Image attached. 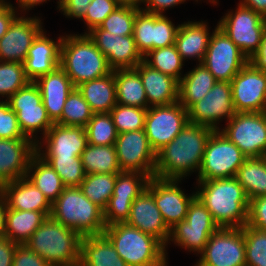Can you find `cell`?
<instances>
[{
	"instance_id": "cell-1",
	"label": "cell",
	"mask_w": 266,
	"mask_h": 266,
	"mask_svg": "<svg viewBox=\"0 0 266 266\" xmlns=\"http://www.w3.org/2000/svg\"><path fill=\"white\" fill-rule=\"evenodd\" d=\"M213 131L210 127L188 122L171 142L156 153L154 177L182 180L194 171L199 172Z\"/></svg>"
},
{
	"instance_id": "cell-2",
	"label": "cell",
	"mask_w": 266,
	"mask_h": 266,
	"mask_svg": "<svg viewBox=\"0 0 266 266\" xmlns=\"http://www.w3.org/2000/svg\"><path fill=\"white\" fill-rule=\"evenodd\" d=\"M199 200L219 227L242 228L248 223L249 199L235 177L198 181Z\"/></svg>"
},
{
	"instance_id": "cell-3",
	"label": "cell",
	"mask_w": 266,
	"mask_h": 266,
	"mask_svg": "<svg viewBox=\"0 0 266 266\" xmlns=\"http://www.w3.org/2000/svg\"><path fill=\"white\" fill-rule=\"evenodd\" d=\"M83 236L47 217L25 245L51 266H79Z\"/></svg>"
},
{
	"instance_id": "cell-4",
	"label": "cell",
	"mask_w": 266,
	"mask_h": 266,
	"mask_svg": "<svg viewBox=\"0 0 266 266\" xmlns=\"http://www.w3.org/2000/svg\"><path fill=\"white\" fill-rule=\"evenodd\" d=\"M76 88L78 85L113 72L107 58L88 34L63 36L60 65Z\"/></svg>"
},
{
	"instance_id": "cell-5",
	"label": "cell",
	"mask_w": 266,
	"mask_h": 266,
	"mask_svg": "<svg viewBox=\"0 0 266 266\" xmlns=\"http://www.w3.org/2000/svg\"><path fill=\"white\" fill-rule=\"evenodd\" d=\"M103 234L129 266H161L167 261V247L159 239L127 223L106 226Z\"/></svg>"
},
{
	"instance_id": "cell-6",
	"label": "cell",
	"mask_w": 266,
	"mask_h": 266,
	"mask_svg": "<svg viewBox=\"0 0 266 266\" xmlns=\"http://www.w3.org/2000/svg\"><path fill=\"white\" fill-rule=\"evenodd\" d=\"M50 217L79 232L83 237L105 230L103 210L90 201L79 187H65L52 203Z\"/></svg>"
},
{
	"instance_id": "cell-7",
	"label": "cell",
	"mask_w": 266,
	"mask_h": 266,
	"mask_svg": "<svg viewBox=\"0 0 266 266\" xmlns=\"http://www.w3.org/2000/svg\"><path fill=\"white\" fill-rule=\"evenodd\" d=\"M247 157L220 129L207 141L198 181L235 177Z\"/></svg>"
},
{
	"instance_id": "cell-8",
	"label": "cell",
	"mask_w": 266,
	"mask_h": 266,
	"mask_svg": "<svg viewBox=\"0 0 266 266\" xmlns=\"http://www.w3.org/2000/svg\"><path fill=\"white\" fill-rule=\"evenodd\" d=\"M216 26L250 59L261 45L266 18L239 3L235 12L226 13Z\"/></svg>"
},
{
	"instance_id": "cell-9",
	"label": "cell",
	"mask_w": 266,
	"mask_h": 266,
	"mask_svg": "<svg viewBox=\"0 0 266 266\" xmlns=\"http://www.w3.org/2000/svg\"><path fill=\"white\" fill-rule=\"evenodd\" d=\"M219 228L211 213L195 196L189 203L186 219L171 228L169 240L182 248L201 254L210 236Z\"/></svg>"
},
{
	"instance_id": "cell-10",
	"label": "cell",
	"mask_w": 266,
	"mask_h": 266,
	"mask_svg": "<svg viewBox=\"0 0 266 266\" xmlns=\"http://www.w3.org/2000/svg\"><path fill=\"white\" fill-rule=\"evenodd\" d=\"M6 100L16 113L23 134L34 142H39L36 133L41 131L44 136L53 126L43 105L40 89L34 81H29Z\"/></svg>"
},
{
	"instance_id": "cell-11",
	"label": "cell",
	"mask_w": 266,
	"mask_h": 266,
	"mask_svg": "<svg viewBox=\"0 0 266 266\" xmlns=\"http://www.w3.org/2000/svg\"><path fill=\"white\" fill-rule=\"evenodd\" d=\"M220 131L247 158L266 155V112H237Z\"/></svg>"
},
{
	"instance_id": "cell-12",
	"label": "cell",
	"mask_w": 266,
	"mask_h": 266,
	"mask_svg": "<svg viewBox=\"0 0 266 266\" xmlns=\"http://www.w3.org/2000/svg\"><path fill=\"white\" fill-rule=\"evenodd\" d=\"M248 62L247 56L217 26L211 34L202 64L217 81L231 82Z\"/></svg>"
},
{
	"instance_id": "cell-13",
	"label": "cell",
	"mask_w": 266,
	"mask_h": 266,
	"mask_svg": "<svg viewBox=\"0 0 266 266\" xmlns=\"http://www.w3.org/2000/svg\"><path fill=\"white\" fill-rule=\"evenodd\" d=\"M188 110L178 101L147 108L144 131L151 148L157 153L187 125Z\"/></svg>"
},
{
	"instance_id": "cell-14",
	"label": "cell",
	"mask_w": 266,
	"mask_h": 266,
	"mask_svg": "<svg viewBox=\"0 0 266 266\" xmlns=\"http://www.w3.org/2000/svg\"><path fill=\"white\" fill-rule=\"evenodd\" d=\"M200 256L195 266H246L243 227H220L210 236Z\"/></svg>"
},
{
	"instance_id": "cell-15",
	"label": "cell",
	"mask_w": 266,
	"mask_h": 266,
	"mask_svg": "<svg viewBox=\"0 0 266 266\" xmlns=\"http://www.w3.org/2000/svg\"><path fill=\"white\" fill-rule=\"evenodd\" d=\"M114 146L121 171L154 177L156 152L151 148L144 129L118 134Z\"/></svg>"
},
{
	"instance_id": "cell-16",
	"label": "cell",
	"mask_w": 266,
	"mask_h": 266,
	"mask_svg": "<svg viewBox=\"0 0 266 266\" xmlns=\"http://www.w3.org/2000/svg\"><path fill=\"white\" fill-rule=\"evenodd\" d=\"M236 113L231 82L217 81L204 98L188 109V120L189 123L219 130V120L226 117V121H230Z\"/></svg>"
},
{
	"instance_id": "cell-17",
	"label": "cell",
	"mask_w": 266,
	"mask_h": 266,
	"mask_svg": "<svg viewBox=\"0 0 266 266\" xmlns=\"http://www.w3.org/2000/svg\"><path fill=\"white\" fill-rule=\"evenodd\" d=\"M179 25L163 15L139 10L135 15L133 36L137 48L144 57L153 49L175 44Z\"/></svg>"
},
{
	"instance_id": "cell-18",
	"label": "cell",
	"mask_w": 266,
	"mask_h": 266,
	"mask_svg": "<svg viewBox=\"0 0 266 266\" xmlns=\"http://www.w3.org/2000/svg\"><path fill=\"white\" fill-rule=\"evenodd\" d=\"M231 86L236 112H266V71L248 62L232 79Z\"/></svg>"
},
{
	"instance_id": "cell-19",
	"label": "cell",
	"mask_w": 266,
	"mask_h": 266,
	"mask_svg": "<svg viewBox=\"0 0 266 266\" xmlns=\"http://www.w3.org/2000/svg\"><path fill=\"white\" fill-rule=\"evenodd\" d=\"M149 178L148 175L139 172L117 173L113 195L103 210L106 226L127 221L132 203L146 189Z\"/></svg>"
},
{
	"instance_id": "cell-20",
	"label": "cell",
	"mask_w": 266,
	"mask_h": 266,
	"mask_svg": "<svg viewBox=\"0 0 266 266\" xmlns=\"http://www.w3.org/2000/svg\"><path fill=\"white\" fill-rule=\"evenodd\" d=\"M178 182L181 180L151 177L146 186L170 229L186 219L189 203L196 196V193L185 195Z\"/></svg>"
},
{
	"instance_id": "cell-21",
	"label": "cell",
	"mask_w": 266,
	"mask_h": 266,
	"mask_svg": "<svg viewBox=\"0 0 266 266\" xmlns=\"http://www.w3.org/2000/svg\"><path fill=\"white\" fill-rule=\"evenodd\" d=\"M38 17H16L0 39V61L24 63L33 41L43 31Z\"/></svg>"
},
{
	"instance_id": "cell-22",
	"label": "cell",
	"mask_w": 266,
	"mask_h": 266,
	"mask_svg": "<svg viewBox=\"0 0 266 266\" xmlns=\"http://www.w3.org/2000/svg\"><path fill=\"white\" fill-rule=\"evenodd\" d=\"M87 34L107 58L108 64L113 70L135 68L144 60L133 35H113L99 27L93 28Z\"/></svg>"
},
{
	"instance_id": "cell-23",
	"label": "cell",
	"mask_w": 266,
	"mask_h": 266,
	"mask_svg": "<svg viewBox=\"0 0 266 266\" xmlns=\"http://www.w3.org/2000/svg\"><path fill=\"white\" fill-rule=\"evenodd\" d=\"M42 137V143L47 145L44 151L41 150L43 149L41 141L37 143L36 152L40 157H80L88 144L84 127L63 126L54 123Z\"/></svg>"
},
{
	"instance_id": "cell-24",
	"label": "cell",
	"mask_w": 266,
	"mask_h": 266,
	"mask_svg": "<svg viewBox=\"0 0 266 266\" xmlns=\"http://www.w3.org/2000/svg\"><path fill=\"white\" fill-rule=\"evenodd\" d=\"M37 143L29 138H0V186L26 177Z\"/></svg>"
},
{
	"instance_id": "cell-25",
	"label": "cell",
	"mask_w": 266,
	"mask_h": 266,
	"mask_svg": "<svg viewBox=\"0 0 266 266\" xmlns=\"http://www.w3.org/2000/svg\"><path fill=\"white\" fill-rule=\"evenodd\" d=\"M125 223L156 237L165 246L170 243L171 229L166 225L153 196L147 189L142 191L132 203Z\"/></svg>"
},
{
	"instance_id": "cell-26",
	"label": "cell",
	"mask_w": 266,
	"mask_h": 266,
	"mask_svg": "<svg viewBox=\"0 0 266 266\" xmlns=\"http://www.w3.org/2000/svg\"><path fill=\"white\" fill-rule=\"evenodd\" d=\"M45 34L43 30L28 50L24 69L29 81H36L60 65V47L63 36H60L58 41H54Z\"/></svg>"
},
{
	"instance_id": "cell-27",
	"label": "cell",
	"mask_w": 266,
	"mask_h": 266,
	"mask_svg": "<svg viewBox=\"0 0 266 266\" xmlns=\"http://www.w3.org/2000/svg\"><path fill=\"white\" fill-rule=\"evenodd\" d=\"M4 204L9 209L51 212L52 204L26 177L3 183L0 186Z\"/></svg>"
},
{
	"instance_id": "cell-28",
	"label": "cell",
	"mask_w": 266,
	"mask_h": 266,
	"mask_svg": "<svg viewBox=\"0 0 266 266\" xmlns=\"http://www.w3.org/2000/svg\"><path fill=\"white\" fill-rule=\"evenodd\" d=\"M34 82L40 89L42 102L49 118L53 123H56L61 118L68 95L75 88L72 81L64 70L58 66L52 72L39 77Z\"/></svg>"
},
{
	"instance_id": "cell-29",
	"label": "cell",
	"mask_w": 266,
	"mask_h": 266,
	"mask_svg": "<svg viewBox=\"0 0 266 266\" xmlns=\"http://www.w3.org/2000/svg\"><path fill=\"white\" fill-rule=\"evenodd\" d=\"M135 69L139 72L146 92L148 108L178 102L179 81L142 60Z\"/></svg>"
},
{
	"instance_id": "cell-30",
	"label": "cell",
	"mask_w": 266,
	"mask_h": 266,
	"mask_svg": "<svg viewBox=\"0 0 266 266\" xmlns=\"http://www.w3.org/2000/svg\"><path fill=\"white\" fill-rule=\"evenodd\" d=\"M51 212L23 211L2 208V235L19 245L25 244Z\"/></svg>"
},
{
	"instance_id": "cell-31",
	"label": "cell",
	"mask_w": 266,
	"mask_h": 266,
	"mask_svg": "<svg viewBox=\"0 0 266 266\" xmlns=\"http://www.w3.org/2000/svg\"><path fill=\"white\" fill-rule=\"evenodd\" d=\"M210 33L205 22L188 21L179 24L176 34L175 46L182 60L195 58L202 63L207 51Z\"/></svg>"
},
{
	"instance_id": "cell-32",
	"label": "cell",
	"mask_w": 266,
	"mask_h": 266,
	"mask_svg": "<svg viewBox=\"0 0 266 266\" xmlns=\"http://www.w3.org/2000/svg\"><path fill=\"white\" fill-rule=\"evenodd\" d=\"M79 266H129L104 235L84 236Z\"/></svg>"
},
{
	"instance_id": "cell-33",
	"label": "cell",
	"mask_w": 266,
	"mask_h": 266,
	"mask_svg": "<svg viewBox=\"0 0 266 266\" xmlns=\"http://www.w3.org/2000/svg\"><path fill=\"white\" fill-rule=\"evenodd\" d=\"M93 113H108L117 104L114 70L76 87Z\"/></svg>"
},
{
	"instance_id": "cell-34",
	"label": "cell",
	"mask_w": 266,
	"mask_h": 266,
	"mask_svg": "<svg viewBox=\"0 0 266 266\" xmlns=\"http://www.w3.org/2000/svg\"><path fill=\"white\" fill-rule=\"evenodd\" d=\"M216 82L210 71L200 63L184 74L179 81L178 101L188 110L194 103L204 98Z\"/></svg>"
},
{
	"instance_id": "cell-35",
	"label": "cell",
	"mask_w": 266,
	"mask_h": 266,
	"mask_svg": "<svg viewBox=\"0 0 266 266\" xmlns=\"http://www.w3.org/2000/svg\"><path fill=\"white\" fill-rule=\"evenodd\" d=\"M117 104L148 108V101L139 72L135 68L115 69Z\"/></svg>"
},
{
	"instance_id": "cell-36",
	"label": "cell",
	"mask_w": 266,
	"mask_h": 266,
	"mask_svg": "<svg viewBox=\"0 0 266 266\" xmlns=\"http://www.w3.org/2000/svg\"><path fill=\"white\" fill-rule=\"evenodd\" d=\"M26 178L45 195L51 204L65 188L57 172L37 153L31 158Z\"/></svg>"
},
{
	"instance_id": "cell-37",
	"label": "cell",
	"mask_w": 266,
	"mask_h": 266,
	"mask_svg": "<svg viewBox=\"0 0 266 266\" xmlns=\"http://www.w3.org/2000/svg\"><path fill=\"white\" fill-rule=\"evenodd\" d=\"M235 178L243 187L249 201L266 196V157L246 158Z\"/></svg>"
},
{
	"instance_id": "cell-38",
	"label": "cell",
	"mask_w": 266,
	"mask_h": 266,
	"mask_svg": "<svg viewBox=\"0 0 266 266\" xmlns=\"http://www.w3.org/2000/svg\"><path fill=\"white\" fill-rule=\"evenodd\" d=\"M80 157L86 174L121 172L114 145L99 146L88 143Z\"/></svg>"
},
{
	"instance_id": "cell-39",
	"label": "cell",
	"mask_w": 266,
	"mask_h": 266,
	"mask_svg": "<svg viewBox=\"0 0 266 266\" xmlns=\"http://www.w3.org/2000/svg\"><path fill=\"white\" fill-rule=\"evenodd\" d=\"M117 173L86 174L79 188L94 204L104 210L113 195Z\"/></svg>"
},
{
	"instance_id": "cell-40",
	"label": "cell",
	"mask_w": 266,
	"mask_h": 266,
	"mask_svg": "<svg viewBox=\"0 0 266 266\" xmlns=\"http://www.w3.org/2000/svg\"><path fill=\"white\" fill-rule=\"evenodd\" d=\"M93 114L82 94L77 88H74L63 106L61 118L56 123L63 126L85 128Z\"/></svg>"
},
{
	"instance_id": "cell-41",
	"label": "cell",
	"mask_w": 266,
	"mask_h": 266,
	"mask_svg": "<svg viewBox=\"0 0 266 266\" xmlns=\"http://www.w3.org/2000/svg\"><path fill=\"white\" fill-rule=\"evenodd\" d=\"M144 61L152 68L170 75L178 81L183 77L180 71L184 64L175 44L151 50L144 56Z\"/></svg>"
},
{
	"instance_id": "cell-42",
	"label": "cell",
	"mask_w": 266,
	"mask_h": 266,
	"mask_svg": "<svg viewBox=\"0 0 266 266\" xmlns=\"http://www.w3.org/2000/svg\"><path fill=\"white\" fill-rule=\"evenodd\" d=\"M89 144L114 145L118 132L110 113H94L85 127Z\"/></svg>"
},
{
	"instance_id": "cell-43",
	"label": "cell",
	"mask_w": 266,
	"mask_h": 266,
	"mask_svg": "<svg viewBox=\"0 0 266 266\" xmlns=\"http://www.w3.org/2000/svg\"><path fill=\"white\" fill-rule=\"evenodd\" d=\"M60 176L65 187H79L86 173L81 157H42Z\"/></svg>"
},
{
	"instance_id": "cell-44",
	"label": "cell",
	"mask_w": 266,
	"mask_h": 266,
	"mask_svg": "<svg viewBox=\"0 0 266 266\" xmlns=\"http://www.w3.org/2000/svg\"><path fill=\"white\" fill-rule=\"evenodd\" d=\"M109 113L118 134L144 129L147 108L116 104Z\"/></svg>"
},
{
	"instance_id": "cell-45",
	"label": "cell",
	"mask_w": 266,
	"mask_h": 266,
	"mask_svg": "<svg viewBox=\"0 0 266 266\" xmlns=\"http://www.w3.org/2000/svg\"><path fill=\"white\" fill-rule=\"evenodd\" d=\"M246 266H266V230L243 226Z\"/></svg>"
},
{
	"instance_id": "cell-46",
	"label": "cell",
	"mask_w": 266,
	"mask_h": 266,
	"mask_svg": "<svg viewBox=\"0 0 266 266\" xmlns=\"http://www.w3.org/2000/svg\"><path fill=\"white\" fill-rule=\"evenodd\" d=\"M29 82L24 63L0 61V96L9 99ZM6 95V96H5Z\"/></svg>"
},
{
	"instance_id": "cell-47",
	"label": "cell",
	"mask_w": 266,
	"mask_h": 266,
	"mask_svg": "<svg viewBox=\"0 0 266 266\" xmlns=\"http://www.w3.org/2000/svg\"><path fill=\"white\" fill-rule=\"evenodd\" d=\"M140 9L130 6H119L100 24L99 28L113 35H133L135 15Z\"/></svg>"
},
{
	"instance_id": "cell-48",
	"label": "cell",
	"mask_w": 266,
	"mask_h": 266,
	"mask_svg": "<svg viewBox=\"0 0 266 266\" xmlns=\"http://www.w3.org/2000/svg\"><path fill=\"white\" fill-rule=\"evenodd\" d=\"M120 5L115 0H92L86 8L83 21L87 25V34L100 24Z\"/></svg>"
},
{
	"instance_id": "cell-49",
	"label": "cell",
	"mask_w": 266,
	"mask_h": 266,
	"mask_svg": "<svg viewBox=\"0 0 266 266\" xmlns=\"http://www.w3.org/2000/svg\"><path fill=\"white\" fill-rule=\"evenodd\" d=\"M0 138H27L19 126L16 113L10 108L6 99L0 101Z\"/></svg>"
},
{
	"instance_id": "cell-50",
	"label": "cell",
	"mask_w": 266,
	"mask_h": 266,
	"mask_svg": "<svg viewBox=\"0 0 266 266\" xmlns=\"http://www.w3.org/2000/svg\"><path fill=\"white\" fill-rule=\"evenodd\" d=\"M247 225L252 228L266 230V196L250 200Z\"/></svg>"
},
{
	"instance_id": "cell-51",
	"label": "cell",
	"mask_w": 266,
	"mask_h": 266,
	"mask_svg": "<svg viewBox=\"0 0 266 266\" xmlns=\"http://www.w3.org/2000/svg\"><path fill=\"white\" fill-rule=\"evenodd\" d=\"M12 266H51L40 255L34 253L25 244L18 245L14 252Z\"/></svg>"
},
{
	"instance_id": "cell-52",
	"label": "cell",
	"mask_w": 266,
	"mask_h": 266,
	"mask_svg": "<svg viewBox=\"0 0 266 266\" xmlns=\"http://www.w3.org/2000/svg\"><path fill=\"white\" fill-rule=\"evenodd\" d=\"M59 11L63 12L68 18L83 19L86 8L92 0H58Z\"/></svg>"
},
{
	"instance_id": "cell-53",
	"label": "cell",
	"mask_w": 266,
	"mask_h": 266,
	"mask_svg": "<svg viewBox=\"0 0 266 266\" xmlns=\"http://www.w3.org/2000/svg\"><path fill=\"white\" fill-rule=\"evenodd\" d=\"M15 10L17 9L11 3L0 0V39L7 33L9 26L18 16Z\"/></svg>"
},
{
	"instance_id": "cell-54",
	"label": "cell",
	"mask_w": 266,
	"mask_h": 266,
	"mask_svg": "<svg viewBox=\"0 0 266 266\" xmlns=\"http://www.w3.org/2000/svg\"><path fill=\"white\" fill-rule=\"evenodd\" d=\"M18 245L6 236L0 235V266H12L14 252Z\"/></svg>"
},
{
	"instance_id": "cell-55",
	"label": "cell",
	"mask_w": 266,
	"mask_h": 266,
	"mask_svg": "<svg viewBox=\"0 0 266 266\" xmlns=\"http://www.w3.org/2000/svg\"><path fill=\"white\" fill-rule=\"evenodd\" d=\"M183 2H186V0H145L144 5L147 8H142V10L149 13L163 15V11H165L166 9L170 7L172 8Z\"/></svg>"
},
{
	"instance_id": "cell-56",
	"label": "cell",
	"mask_w": 266,
	"mask_h": 266,
	"mask_svg": "<svg viewBox=\"0 0 266 266\" xmlns=\"http://www.w3.org/2000/svg\"><path fill=\"white\" fill-rule=\"evenodd\" d=\"M249 62L256 69L266 71V28L259 50L249 59Z\"/></svg>"
},
{
	"instance_id": "cell-57",
	"label": "cell",
	"mask_w": 266,
	"mask_h": 266,
	"mask_svg": "<svg viewBox=\"0 0 266 266\" xmlns=\"http://www.w3.org/2000/svg\"><path fill=\"white\" fill-rule=\"evenodd\" d=\"M240 4L266 18V0H242L240 1Z\"/></svg>"
},
{
	"instance_id": "cell-58",
	"label": "cell",
	"mask_w": 266,
	"mask_h": 266,
	"mask_svg": "<svg viewBox=\"0 0 266 266\" xmlns=\"http://www.w3.org/2000/svg\"><path fill=\"white\" fill-rule=\"evenodd\" d=\"M19 3V8L26 10H30L34 8V6L41 4L42 2H46L47 0H17Z\"/></svg>"
},
{
	"instance_id": "cell-59",
	"label": "cell",
	"mask_w": 266,
	"mask_h": 266,
	"mask_svg": "<svg viewBox=\"0 0 266 266\" xmlns=\"http://www.w3.org/2000/svg\"><path fill=\"white\" fill-rule=\"evenodd\" d=\"M120 6H130L141 9L140 3L144 4L145 0H115Z\"/></svg>"
},
{
	"instance_id": "cell-60",
	"label": "cell",
	"mask_w": 266,
	"mask_h": 266,
	"mask_svg": "<svg viewBox=\"0 0 266 266\" xmlns=\"http://www.w3.org/2000/svg\"><path fill=\"white\" fill-rule=\"evenodd\" d=\"M4 205L3 195L0 193V235L2 234L1 220H2V208Z\"/></svg>"
},
{
	"instance_id": "cell-61",
	"label": "cell",
	"mask_w": 266,
	"mask_h": 266,
	"mask_svg": "<svg viewBox=\"0 0 266 266\" xmlns=\"http://www.w3.org/2000/svg\"><path fill=\"white\" fill-rule=\"evenodd\" d=\"M167 264H168V263H167V261H166V262H165L163 265H161V266H167Z\"/></svg>"
}]
</instances>
